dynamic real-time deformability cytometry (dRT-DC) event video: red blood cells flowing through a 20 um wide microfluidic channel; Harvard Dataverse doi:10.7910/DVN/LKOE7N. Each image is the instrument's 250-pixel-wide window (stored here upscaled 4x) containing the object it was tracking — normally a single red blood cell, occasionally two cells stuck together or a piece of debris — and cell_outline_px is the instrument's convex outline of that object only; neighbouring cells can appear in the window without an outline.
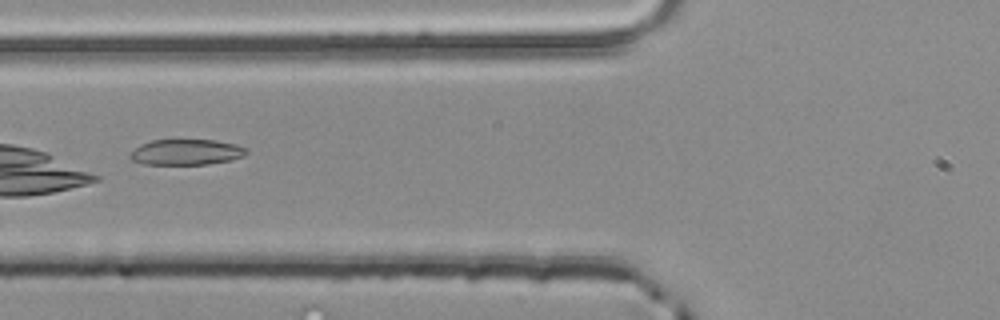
{"species": "common noctule bat (a hibernating species)", "species_latin": "Nyctalus noctula", "temperature_condition": "room temperature", "stored_images_in_passage": 4, "camera_frame_rate_fps": 3000, "um_per_image_px": 0.085, "animal": {"sex": "male", "body_mass_g": 20.4}, "frame": {"image": 1, "passage_image": 4, "time_ms": 1.0, "image_size_px": [1000, 320], "cell_outline_px": [[248, 152], [244, 156], [232, 160], [208, 164], [144, 164], [132, 160], [128, 156], [140, 144], [152, 140], [216, 140], [236, 144], [248, 148]], "centroid_in_image_um": [15.88, 12.93], "position_along_channel_um": 109.9, "area_um2": 17.46}}